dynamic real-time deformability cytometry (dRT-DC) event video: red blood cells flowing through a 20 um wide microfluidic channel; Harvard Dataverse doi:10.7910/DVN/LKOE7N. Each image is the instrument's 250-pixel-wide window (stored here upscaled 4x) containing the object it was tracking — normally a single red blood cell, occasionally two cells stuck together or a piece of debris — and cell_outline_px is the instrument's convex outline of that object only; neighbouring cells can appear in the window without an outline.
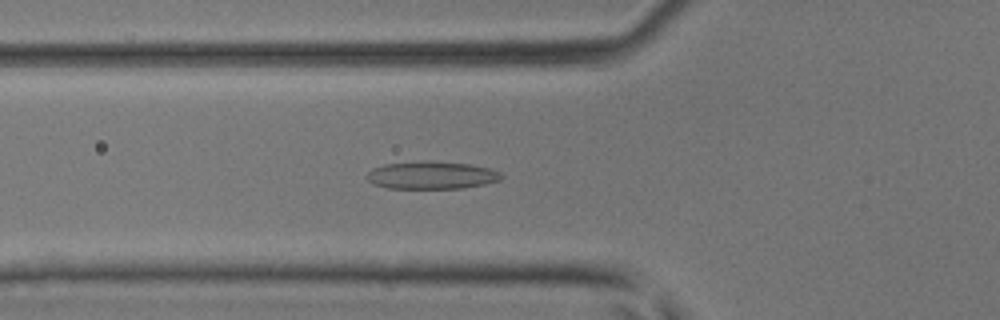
{"species": "common noctule bat (a hibernating species)", "species_latin": "Nyctalus noctula", "temperature_condition": "room temperature", "stored_images_in_passage": 42, "camera_frame_rate_fps": 3000, "um_per_image_px": 0.085, "animal": {"sex": "male", "body_mass_g": 17.9, "forearm_length_mm": 54.2}, "frame": {"image": 1, "passage_image": 12, "time_ms": 3.667, "image_size_px": [1000, 320], "cell_outline_px": [[504, 176], [500, 180], [484, 184], [464, 188], [388, 188], [372, 184], [364, 176], [372, 168], [384, 164], [424, 160], [428, 160], [472, 164], [492, 168], [500, 172]], "centroid_in_image_um": [36.68, 14.88], "position_along_channel_um": 89.1, "area_um2": 22.08}}
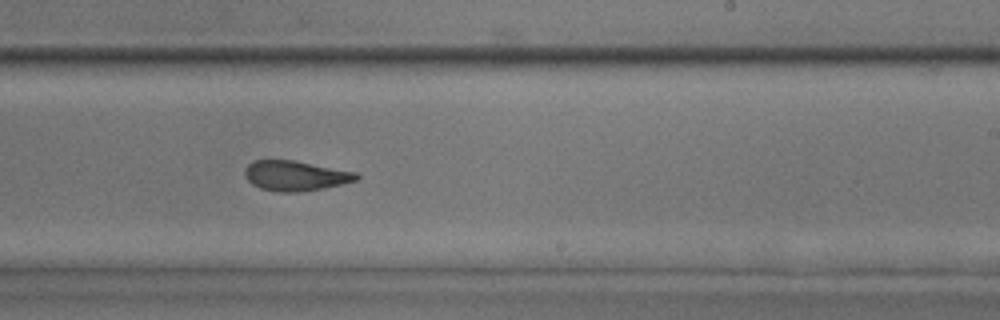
{"frame": {"image": 2, "passage_image": 24, "time_ms": 7.667, "image_size_px": [1000, 320], "cell_outline_px": [[360, 180], [324, 188], [300, 192], [276, 192], [260, 188], [252, 184], [244, 176], [244, 168], [252, 160], [292, 160], [356, 172], [360, 176]], "centroid_in_image_um": [25.1, 14.94], "position_along_channel_um": 263.9, "area_um2": 19.71}}
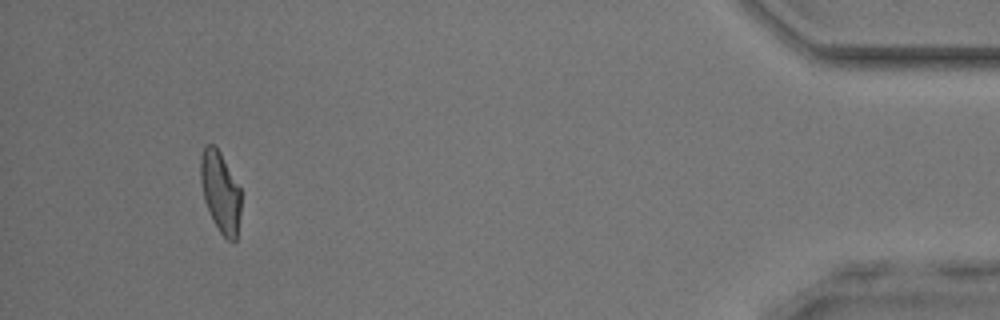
{"frame": {"image": 3, "passage_image": 39, "time_ms": 12.667, "image_size_px": [1000, 320], "cell_outline_px": [[240, 212], [236, 240], [232, 244], [220, 232], [212, 220], [204, 200], [200, 180], [200, 160], [204, 148], [208, 144], [212, 144], [220, 152], [240, 188]], "centroid_in_image_um": [18.72, 16.35], "position_along_channel_um": 416.5, "area_um2": 18.9}}